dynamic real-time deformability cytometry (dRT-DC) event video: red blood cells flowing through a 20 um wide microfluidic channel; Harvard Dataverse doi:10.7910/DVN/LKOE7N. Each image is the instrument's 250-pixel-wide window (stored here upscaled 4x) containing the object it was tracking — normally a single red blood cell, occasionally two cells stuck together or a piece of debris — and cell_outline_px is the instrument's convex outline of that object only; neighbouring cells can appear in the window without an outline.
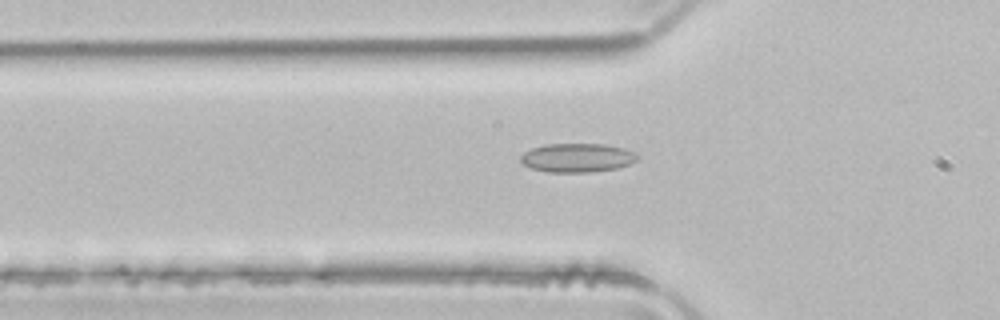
{"species": "common noctule bat (a hibernating species)", "species_latin": "Nyctalus noctula", "temperature_condition": "room temperature", "stored_images_in_passage": 50, "camera_frame_rate_fps": 3000, "um_per_image_px": 0.085, "animal": {"sex": "male", "body_mass_g": 21.5, "forearm_length_mm": 52.0}, "frame": {"image": 1, "passage_image": 16, "time_ms": 5.0, "image_size_px": [1000, 320], "cell_outline_px": [[640, 156], [636, 160], [628, 164], [616, 168], [588, 172], [548, 172], [532, 168], [524, 164], [520, 160], [520, 156], [524, 152], [532, 148], [548, 144], [604, 144], [624, 148]], "centroid_in_image_um": [49.05, 13.4], "position_along_channel_um": 76.7, "area_um2": 19.42}}
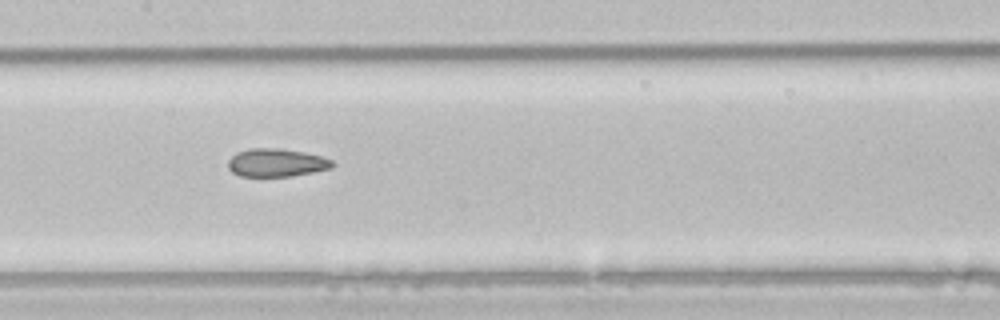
{"frame": {"image": 2, "passage_image": 24, "time_ms": 7.667, "image_size_px": [1000, 320], "cell_outline_px": [[336, 164], [332, 168], [292, 176], [240, 176], [232, 172], [228, 168], [228, 160], [236, 152], [248, 148], [276, 148], [304, 152], [320, 156], [332, 160]], "centroid_in_image_um": [23.48, 13.82], "position_along_channel_um": 183.9, "area_um2": 17.11}}
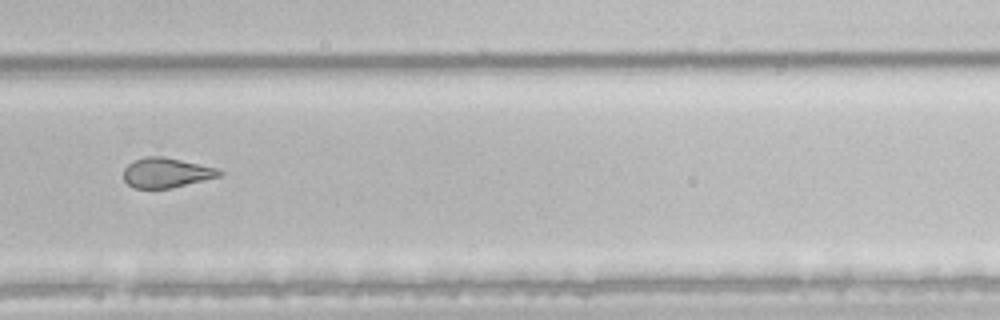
{"frame": {"image": 3, "passage_image": 34, "time_ms": 11.0, "image_size_px": [1000, 320], "cell_outline_px": [[224, 172], [220, 176], [172, 188], [132, 188], [124, 180], [124, 168], [128, 164], [144, 156], [164, 156], [200, 164], [216, 168]], "centroid_in_image_um": [14.13, 14.68], "position_along_channel_um": 315.7, "area_um2": 16.65}, "authors_computed_cell_mechanics": {"area_um2": 19.2763, "velocity_mm_per_s": 3.9818, "shape_relaxation_time_tau1_ms": null, "shape_relaxation_time_tau2_ms": 1.9172, "deformation_change_tau1": null, "deformation_change_tau2": 0.0933}}